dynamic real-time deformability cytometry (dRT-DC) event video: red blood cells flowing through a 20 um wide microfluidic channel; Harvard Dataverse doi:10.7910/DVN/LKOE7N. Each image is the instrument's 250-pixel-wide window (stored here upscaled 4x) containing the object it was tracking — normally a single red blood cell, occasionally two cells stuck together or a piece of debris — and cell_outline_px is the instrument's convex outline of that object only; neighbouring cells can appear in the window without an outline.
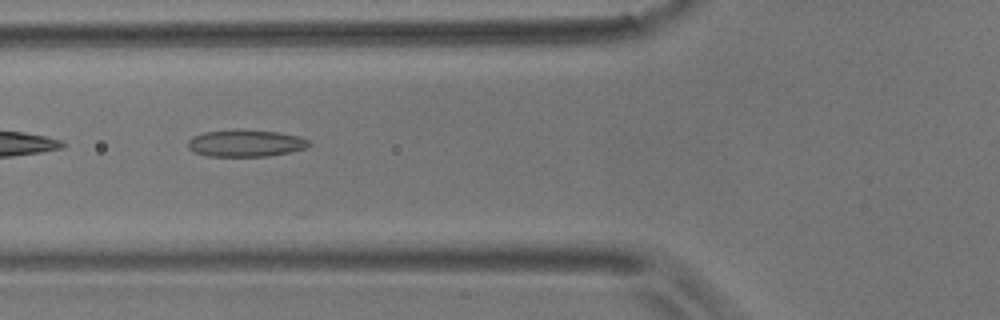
{"species": "common noctule bat (a hibernating species)", "species_latin": "Nyctalus noctula", "temperature_condition": "room temperature", "stored_images_in_passage": 8, "camera_frame_rate_fps": 3000, "um_per_image_px": 0.085, "animal": {"sex": "male", "body_mass_g": 17.9}, "frame": {"image": 1, "passage_image": 8, "time_ms": 8.333, "image_size_px": [1000, 320], "cell_outline_px": [[312, 144], [304, 148], [288, 152], [268, 156], [208, 156], [192, 152], [188, 148], [188, 140], [192, 136], [204, 132], [276, 132], [300, 136], [308, 140]], "centroid_in_image_um": [20.86, 12.22], "position_along_channel_um": 104.9, "area_um2": 18.21}}